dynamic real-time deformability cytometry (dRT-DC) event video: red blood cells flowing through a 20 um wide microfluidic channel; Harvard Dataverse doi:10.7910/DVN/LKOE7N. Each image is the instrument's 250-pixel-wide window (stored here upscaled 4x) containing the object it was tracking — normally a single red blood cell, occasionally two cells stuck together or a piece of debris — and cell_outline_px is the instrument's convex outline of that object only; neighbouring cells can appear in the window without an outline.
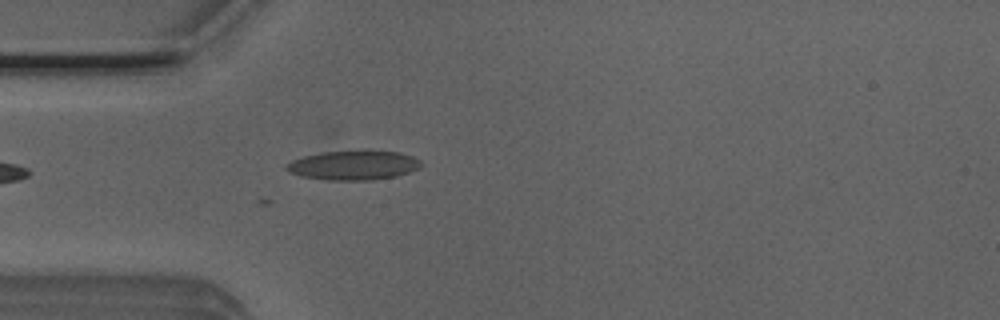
{"species": "Egyptian fruit bat (a non-hibernating species)", "species_latin": "Rousettus aegyptiacus", "temperature_condition": "room temperature", "stored_images_in_passage": 25, "camera_frame_rate_fps": 3000, "um_per_image_px": 0.085, "animal": {"sex": "male"}, "frame": {"image": 1, "passage_image": 1, "time_ms": 0.0, "image_size_px": [1000, 320], "cell_outline_px": [[424, 164], [408, 172], [396, 176], [372, 180], [328, 180], [300, 176], [288, 172], [284, 168], [292, 160], [304, 156], [320, 152], [364, 148], [400, 152], [412, 156], [420, 160]], "centroid_in_image_um": [30.05, 14.0], "position_along_channel_um": 55.0, "area_um2": 23.76}}
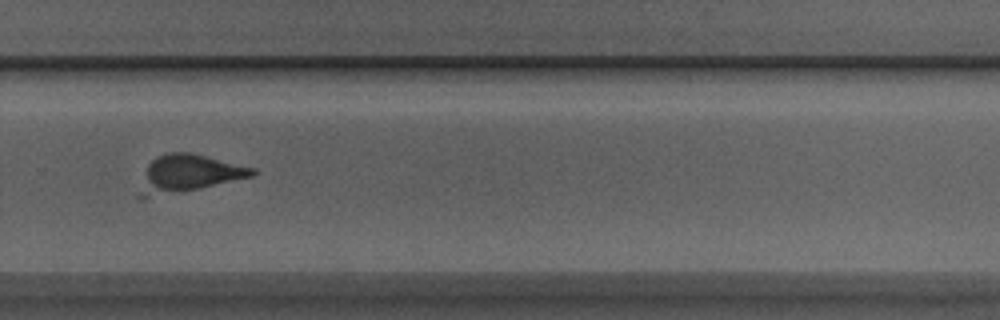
{"frame": {"image": 2, "passage_image": 21, "time_ms": 6.667, "image_size_px": [1000, 320], "cell_outline_px": [[256, 172], [252, 176], [200, 188], [144, 200], [136, 196], [148, 164], [156, 156], [168, 152], [188, 152], [256, 168]], "centroid_in_image_um": [15.93, 14.78], "position_along_channel_um": 313.9, "area_um2": 24.57}}
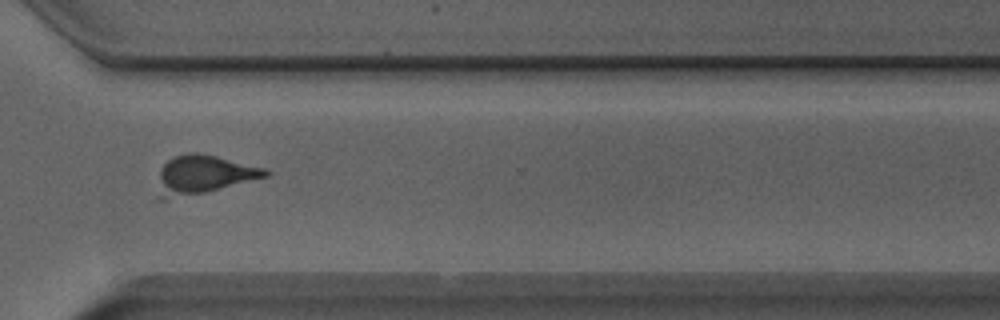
{"frame": {"image": 3, "passage_image": 24, "time_ms": 7.667, "image_size_px": [1000, 320], "cell_outline_px": [[272, 172], [268, 176], [204, 192], [164, 200], [160, 200], [160, 168], [168, 160], [176, 156], [188, 152], [196, 152], [216, 156], [264, 168]], "centroid_in_image_um": [17.3, 14.83], "position_along_channel_um": 353.3, "area_um2": 23.52}}